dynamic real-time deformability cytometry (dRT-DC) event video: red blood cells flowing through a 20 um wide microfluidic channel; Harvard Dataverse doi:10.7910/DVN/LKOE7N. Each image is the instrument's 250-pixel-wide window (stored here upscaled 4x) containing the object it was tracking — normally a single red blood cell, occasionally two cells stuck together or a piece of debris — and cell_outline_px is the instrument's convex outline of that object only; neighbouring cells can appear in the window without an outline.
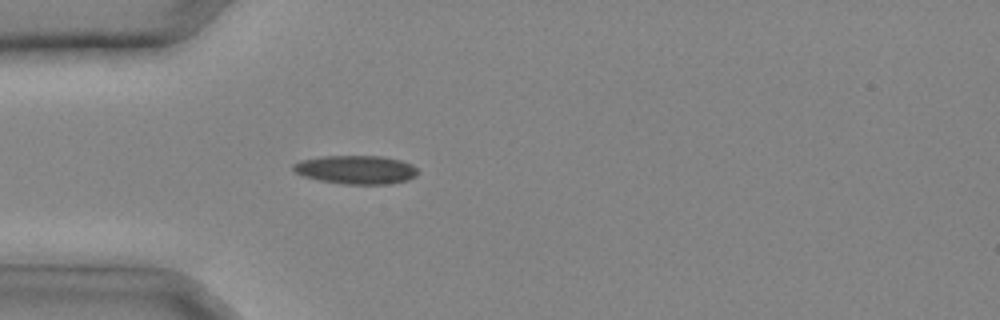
{"species": "common noctule bat (a hibernating species)", "species_latin": "Nyctalus noctula", "temperature_condition": "cold", "stored_images_in_passage": 23, "camera_frame_rate_fps": 3000, "um_per_image_px": 0.085, "animal": {"sex": "male", "body_mass_g": 20.4}, "frame": {"image": 1, "passage_image": 1, "time_ms": 0.0, "image_size_px": [1000, 320], "cell_outline_px": [[420, 172], [416, 176], [408, 180], [384, 184], [344, 184], [320, 180], [304, 176], [296, 172], [292, 168], [292, 164], [300, 160], [320, 156], [384, 156], [400, 160], [412, 164]], "centroid_in_image_um": [30.28, 14.41], "position_along_channel_um": 54.7, "area_um2": 20.81}}
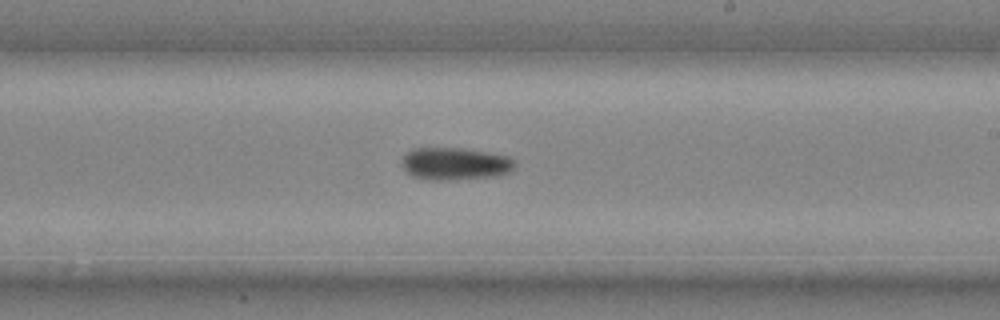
{"frame": {"image": 2, "passage_image": 11, "time_ms": 3.333, "image_size_px": [1000, 320], "cell_outline_px": [[516, 164], [508, 172], [496, 176], [444, 180], [440, 180], [412, 176], [404, 172], [400, 164], [400, 160], [404, 152], [412, 148], [464, 148], [512, 156]], "centroid_in_image_um": [38.62, 13.89], "position_along_channel_um": 250.4, "area_um2": 21.68}}
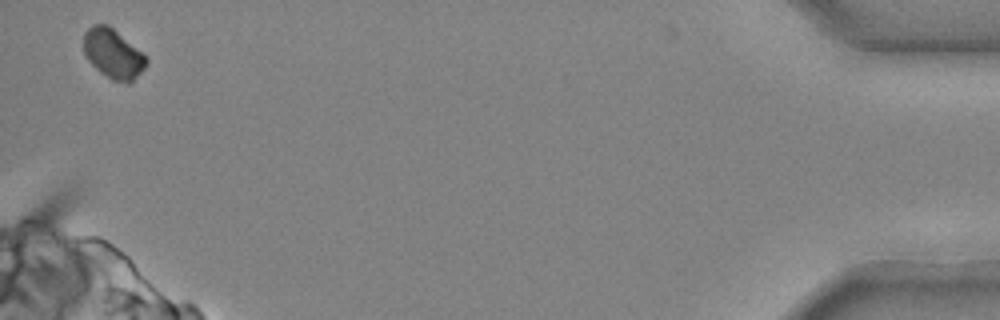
{"frame": {"image": 3, "passage_image": 23, "time_ms": 7.333, "image_size_px": [1000, 320], "cell_outline_px": [[148, 64], [128, 84], [112, 80], [100, 72], [88, 60], [84, 52], [84, 32], [92, 24], [108, 24], [140, 52], [148, 60]], "centroid_in_image_um": [9.58, 4.57], "position_along_channel_um": 425.6, "area_um2": 17.69}}